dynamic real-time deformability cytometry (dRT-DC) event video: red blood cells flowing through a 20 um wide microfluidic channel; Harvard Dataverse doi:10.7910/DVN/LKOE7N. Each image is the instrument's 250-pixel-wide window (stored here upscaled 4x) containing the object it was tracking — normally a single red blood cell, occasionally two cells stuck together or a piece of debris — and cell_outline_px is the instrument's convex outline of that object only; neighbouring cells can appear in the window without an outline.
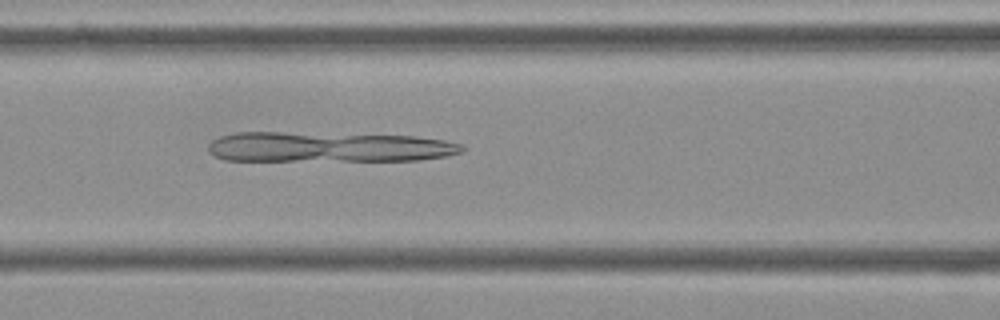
{"species": "Egyptian fruit bat (a non-hibernating species)", "species_latin": "Rousettus aegyptiacus", "temperature_condition": "cold", "stored_images_in_passage": 54, "camera_frame_rate_fps": 3000, "um_per_image_px": 0.085, "frame": {"image": 1, "passage_image": 22, "time_ms": 7.0, "image_size_px": [1000, 320], "cell_outline_px": [[468, 148], [460, 152], [448, 156], [420, 160], [224, 160], [208, 152], [208, 144], [212, 140], [220, 136], [236, 132], [280, 132], [416, 136], [444, 140], [464, 144]], "centroid_in_image_um": [27.95, 12.49], "position_along_channel_um": 138.6, "area_um2": 44.74}}